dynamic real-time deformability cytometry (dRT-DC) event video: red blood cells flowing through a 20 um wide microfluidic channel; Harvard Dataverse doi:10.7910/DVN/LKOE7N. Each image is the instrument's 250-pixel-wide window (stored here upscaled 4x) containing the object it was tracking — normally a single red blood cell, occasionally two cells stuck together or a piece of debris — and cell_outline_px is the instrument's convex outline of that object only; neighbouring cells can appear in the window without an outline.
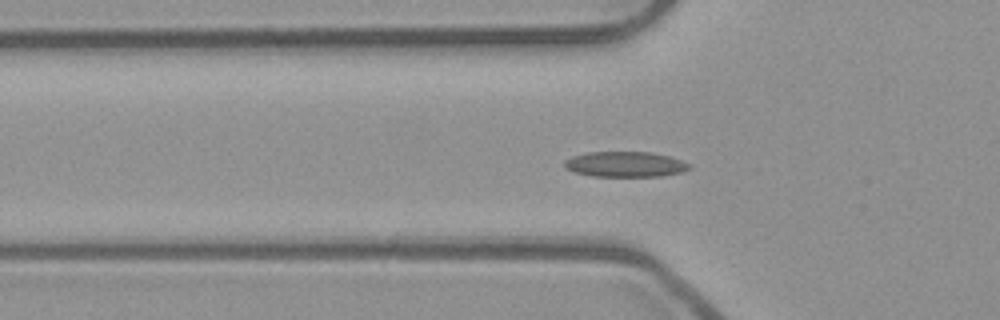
{"species": "common noctule bat (a hibernating species)", "species_latin": "Nyctalus noctula", "temperature_condition": "room temperature", "stored_images_in_passage": 51, "segment_of_instrument_passage": [1, 2], "camera_frame_rate_fps": 3000, "um_per_image_px": 0.085, "animal": {"sex": "male", "body_mass_g": 23.1, "forearm_length_mm": 52.7}, "frame": {"image": 1, "passage_image": 15, "time_ms": 4.667, "image_size_px": [1000, 320], "cell_outline_px": [[692, 168], [684, 172], [660, 176], [592, 176], [572, 172], [564, 168], [564, 160], [572, 156], [588, 152], [652, 152], [668, 156], [692, 164]], "centroid_in_image_um": [53.14, 13.97], "position_along_channel_um": 72.7, "area_um2": 18.67}}
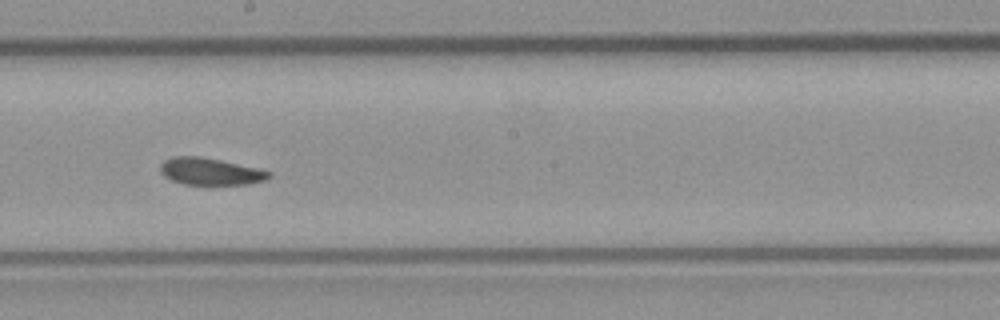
{"frame": {"image": 2, "passage_image": 27, "time_ms": 8.667, "image_size_px": [1000, 320], "cell_outline_px": [[272, 176], [264, 180], [248, 184], [208, 188], [184, 184], [172, 180], [164, 176], [160, 172], [160, 164], [164, 160], [172, 156], [200, 156], [220, 160], [256, 168], [272, 172]], "centroid_in_image_um": [17.86, 14.63], "position_along_channel_um": 230.3, "area_um2": 17.92}}
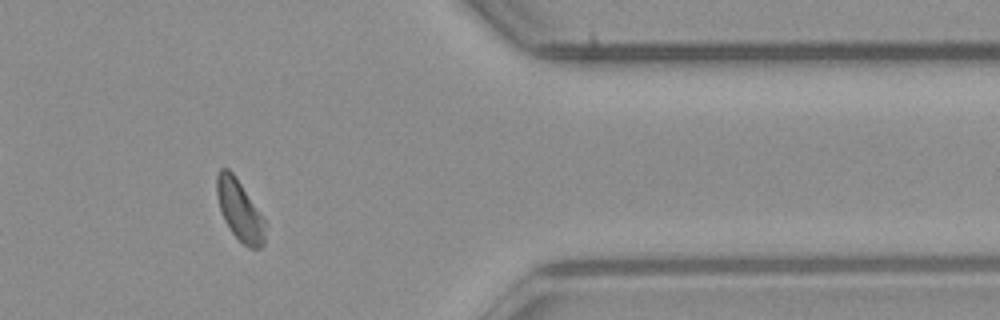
{"frame": {"image": 3, "passage_image": 41, "time_ms": 13.333, "image_size_px": [1000, 320], "cell_outline_px": [[268, 224], [264, 244], [260, 248], [248, 248], [232, 232], [224, 220], [216, 196], [216, 176], [220, 168], [228, 168], [236, 176], [264, 216]], "centroid_in_image_um": [20.41, 17.87], "position_along_channel_um": 391.0, "area_um2": 17.57}}